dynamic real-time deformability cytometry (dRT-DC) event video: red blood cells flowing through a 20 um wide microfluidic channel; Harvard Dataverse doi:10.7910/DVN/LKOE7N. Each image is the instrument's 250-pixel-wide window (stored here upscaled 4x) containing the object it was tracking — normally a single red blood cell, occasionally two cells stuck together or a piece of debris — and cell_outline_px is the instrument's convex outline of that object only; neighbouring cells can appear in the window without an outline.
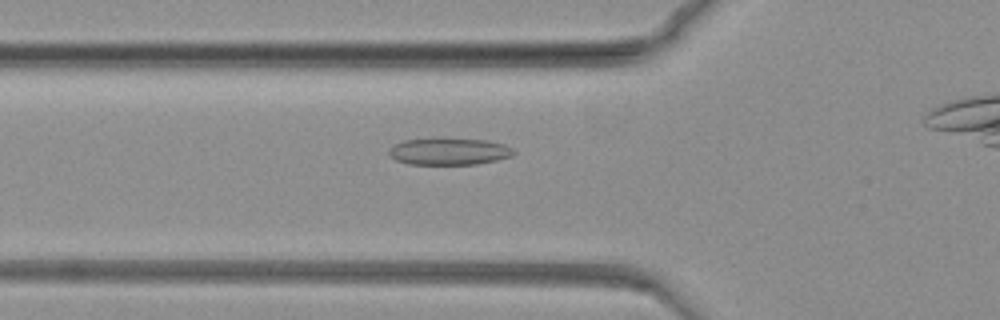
{"species": "common noctule bat (a hibernating species)", "species_latin": "Nyctalus noctula", "temperature_condition": "warm", "stored_images_in_passage": 45, "camera_frame_rate_fps": 3000, "um_per_image_px": 0.085, "animal": {"sex": "female", "body_mass_g": 19.3, "forearm_length_mm": 54.1}, "frame": {"image": 1, "passage_image": 9, "time_ms": 2.667, "image_size_px": [1000, 320], "cell_outline_px": [[516, 152], [512, 156], [496, 160], [476, 164], [408, 164], [396, 160], [388, 152], [388, 148], [392, 144], [404, 140], [436, 136], [440, 136], [488, 140], [504, 144], [512, 148]], "centroid_in_image_um": [38.14, 12.83], "position_along_channel_um": 87.7, "area_um2": 20.35}}
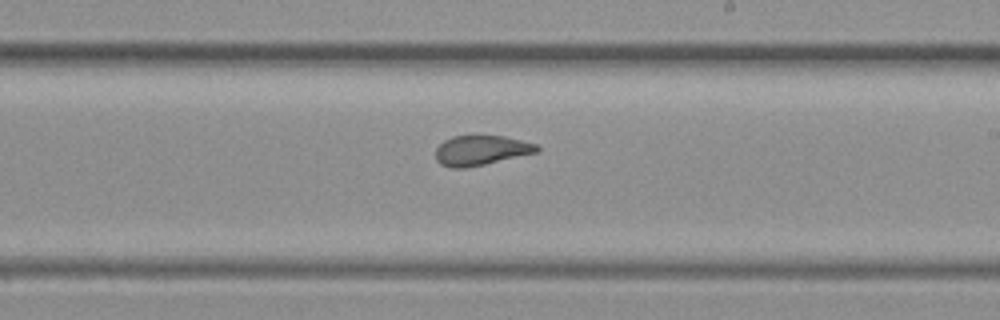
{"frame": {"image": 2, "passage_image": 28, "time_ms": 9.0, "image_size_px": [1000, 320], "cell_outline_px": [[540, 148], [536, 152], [484, 164], [464, 168], [452, 168], [440, 164], [436, 160], [436, 148], [444, 140], [452, 136], [504, 136], [536, 144]], "centroid_in_image_um": [40.84, 12.78], "position_along_channel_um": 248.2, "area_um2": 17.34}}
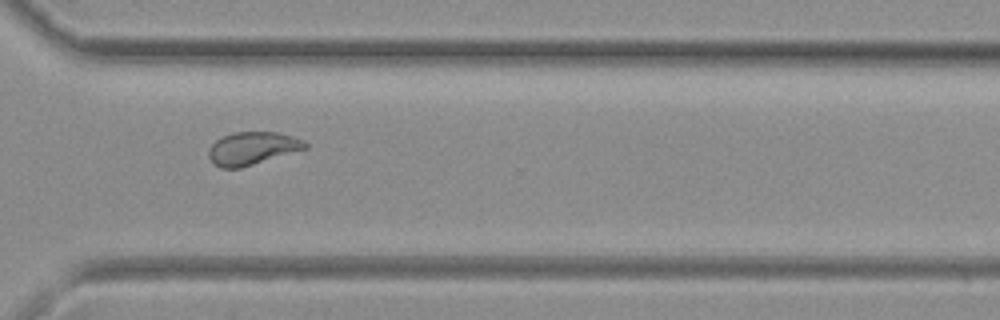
{"frame": {"image": 3, "passage_image": 40, "time_ms": 13.0, "image_size_px": [1000, 320], "cell_outline_px": [[308, 148], [240, 168], [220, 168], [212, 164], [208, 156], [208, 148], [216, 140], [232, 132], [276, 132], [292, 136], [304, 140], [308, 144]], "centroid_in_image_um": [21.42, 12.61], "position_along_channel_um": 349.2, "area_um2": 18.55}}